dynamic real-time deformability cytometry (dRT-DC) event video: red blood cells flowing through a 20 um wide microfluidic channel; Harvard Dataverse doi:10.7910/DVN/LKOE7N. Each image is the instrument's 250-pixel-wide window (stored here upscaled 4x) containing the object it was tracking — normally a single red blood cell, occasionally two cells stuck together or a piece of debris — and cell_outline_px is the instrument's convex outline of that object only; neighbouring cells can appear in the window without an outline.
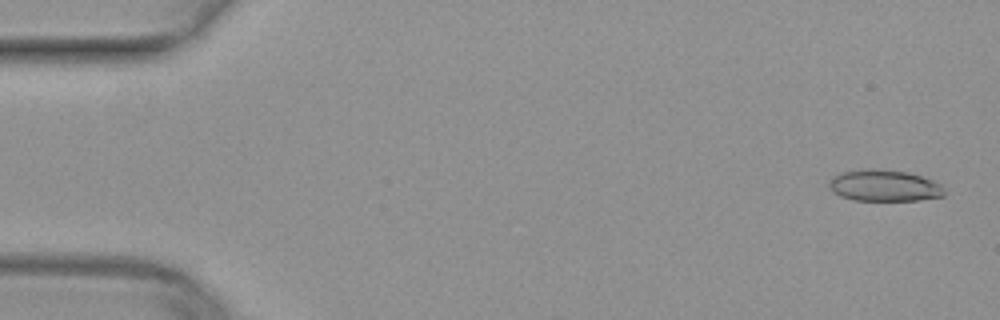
{"species": "common noctule bat (a hibernating species)", "species_latin": "Nyctalus noctula", "temperature_condition": "warm", "stored_images_in_passage": 6, "camera_frame_rate_fps": 3000, "um_per_image_px": 0.085, "animal": {"sex": "female", "body_mass_g": 29.2, "forearm_length_mm": 56.3}, "frame": {"image": 1, "passage_image": 1, "time_ms": 0.0, "image_size_px": [1000, 320], "cell_outline_px": [[944, 196], [920, 200], [852, 200], [840, 196], [832, 192], [828, 188], [828, 184], [832, 176], [840, 172], [864, 168], [876, 168], [908, 172], [932, 180], [940, 184], [944, 188]], "centroid_in_image_um": [75.11, 15.76], "position_along_channel_um": 9.9, "area_um2": 21.44}}